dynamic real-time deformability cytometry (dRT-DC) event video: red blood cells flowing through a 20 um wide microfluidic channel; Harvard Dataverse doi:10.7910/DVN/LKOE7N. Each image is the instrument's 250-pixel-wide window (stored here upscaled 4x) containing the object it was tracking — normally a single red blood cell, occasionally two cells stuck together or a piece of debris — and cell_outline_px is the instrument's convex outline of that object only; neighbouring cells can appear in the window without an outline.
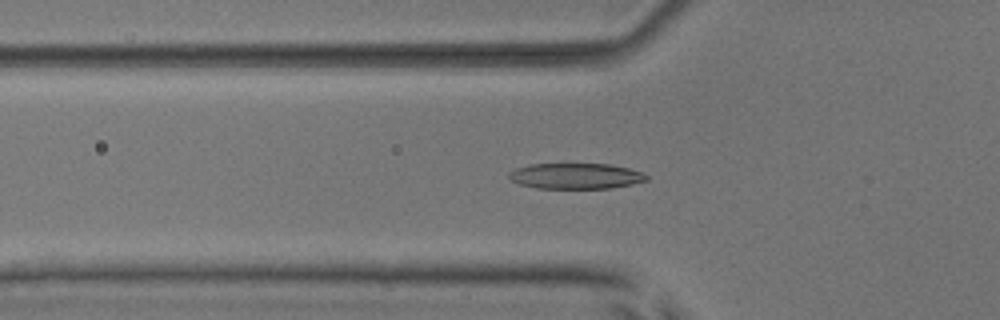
{"species": "common noctule bat (a hibernating species)", "species_latin": "Nyctalus noctula", "temperature_condition": "room temperature", "stored_images_in_passage": 52, "camera_frame_rate_fps": 3000, "um_per_image_px": 0.085, "animal": {"sex": "male", "body_mass_g": 17.9, "forearm_length_mm": 54.2}, "frame": {"image": 1, "passage_image": 18, "time_ms": 5.667, "image_size_px": [1000, 320], "cell_outline_px": [[648, 180], [632, 184], [612, 188], [536, 188], [520, 184], [512, 180], [508, 176], [508, 172], [516, 168], [528, 164], [608, 164], [628, 168], [640, 172], [648, 176]], "centroid_in_image_um": [48.92, 14.96], "position_along_channel_um": 76.9, "area_um2": 20.52}}
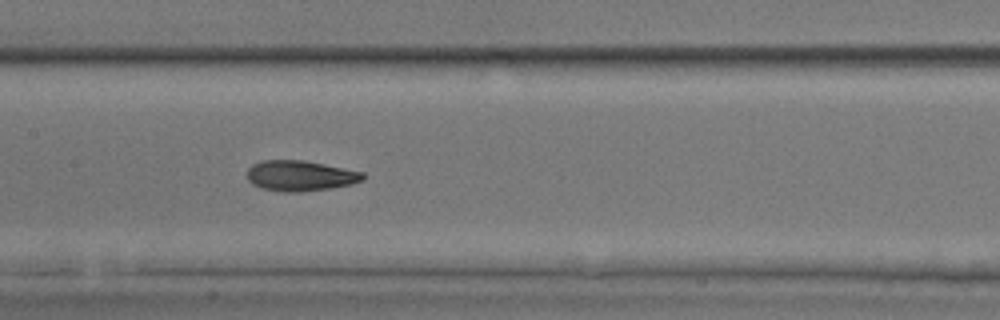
{"frame": {"image": 2, "passage_image": 26, "time_ms": 8.333, "image_size_px": [1000, 320], "cell_outline_px": [[364, 180], [352, 184], [328, 188], [300, 192], [284, 192], [260, 188], [252, 184], [248, 180], [248, 168], [252, 164], [260, 160], [304, 160], [364, 172]], "centroid_in_image_um": [25.5, 14.93], "position_along_channel_um": 181.9, "area_um2": 20.63}}
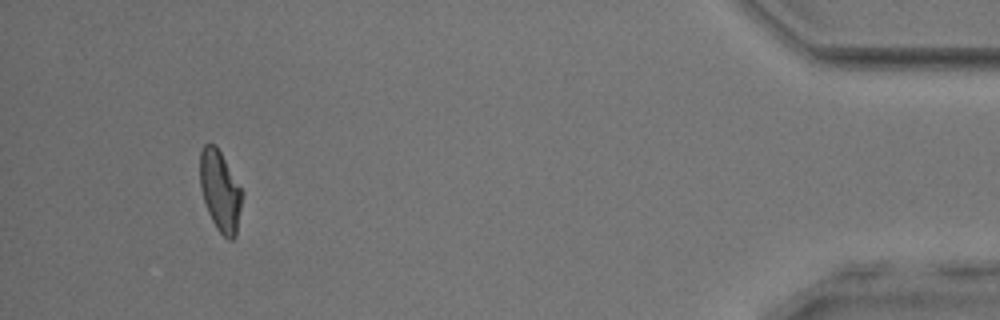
{"frame": {"image": 3, "passage_image": 49, "time_ms": 16.0, "image_size_px": [1000, 320], "cell_outline_px": [[244, 192], [236, 236], [232, 240], [228, 240], [216, 228], [208, 212], [200, 188], [200, 152], [204, 144], [216, 144]], "centroid_in_image_um": [18.73, 16.24], "position_along_channel_um": 416.5, "area_um2": 20.0}, "authors_computed_cell_mechanics": {"area_um2": 20.4323, "velocity_mm_per_s": 3.9306, "shape_relaxation_time_tau1_ms": 3.0941, "shape_relaxation_time_tau2_ms": 1.5603, "deformation_change_tau1": 0.1559, "deformation_change_tau2": 0.0894}}